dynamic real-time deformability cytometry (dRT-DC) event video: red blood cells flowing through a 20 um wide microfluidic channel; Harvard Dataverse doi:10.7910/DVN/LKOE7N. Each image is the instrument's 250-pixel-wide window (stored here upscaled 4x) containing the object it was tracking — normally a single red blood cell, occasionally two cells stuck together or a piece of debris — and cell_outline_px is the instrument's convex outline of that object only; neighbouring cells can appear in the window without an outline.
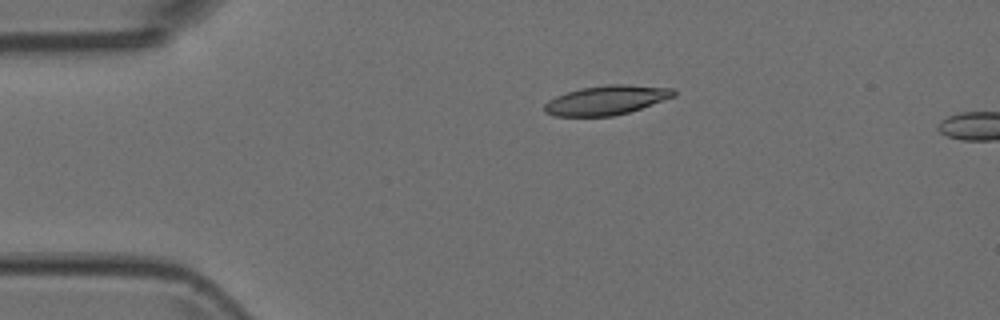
{"species": "Egyptian fruit bat (a non-hibernating species)", "species_latin": "Rousettus aegyptiacus", "temperature_condition": "room temperature", "stored_images_in_passage": 2, "camera_frame_rate_fps": 3000, "um_per_image_px": 0.085, "animal": {"sex": "female"}, "frame": {"image": 1, "passage_image": 1, "time_ms": 0.0, "image_size_px": [1000, 320], "cell_outline_px": [[676, 96], [628, 112], [612, 116], [552, 116], [544, 112], [544, 104], [548, 100], [556, 96], [580, 88], [608, 84], [628, 84], [676, 88]], "centroid_in_image_um": [51.55, 8.5], "position_along_channel_um": 33.4, "area_um2": 22.2}}